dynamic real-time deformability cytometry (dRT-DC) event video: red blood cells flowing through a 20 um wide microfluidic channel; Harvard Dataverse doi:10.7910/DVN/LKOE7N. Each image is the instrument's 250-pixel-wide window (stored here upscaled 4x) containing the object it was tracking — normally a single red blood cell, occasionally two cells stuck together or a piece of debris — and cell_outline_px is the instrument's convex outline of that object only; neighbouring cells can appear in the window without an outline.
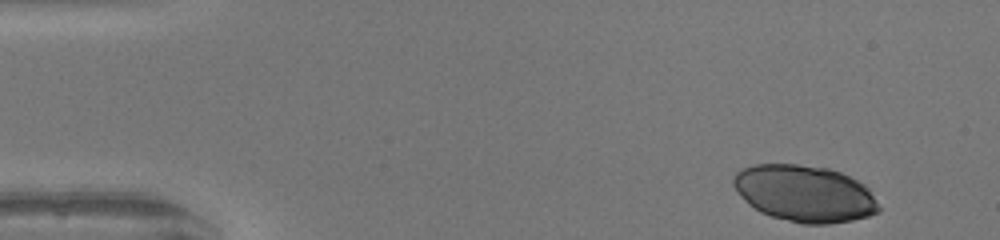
{"species": "human", "species_latin": "Homo sapiens", "temperature_condition": "warm", "stored_images_in_passage": 47, "segment_of_instrument_passage": [1, 2], "camera_frame_rate_fps": 3000, "um_per_image_px": 0.085, "donor": {"sex": "female"}, "frame": {"image": 1, "passage_image": 1, "time_ms": 0.0, "image_size_px": [1000, 240], "cell_outline_px": [[880, 212], [868, 216], [852, 220], [828, 224], [800, 224], [772, 216], [760, 212], [748, 204], [736, 192], [732, 184], [732, 180], [736, 172], [752, 164], [796, 164], [828, 168], [840, 172], [864, 184], [868, 188], [880, 208]], "centroid_in_image_um": [68.36, 16.45], "position_along_channel_um": 16.6, "area_um2": 48.09}}
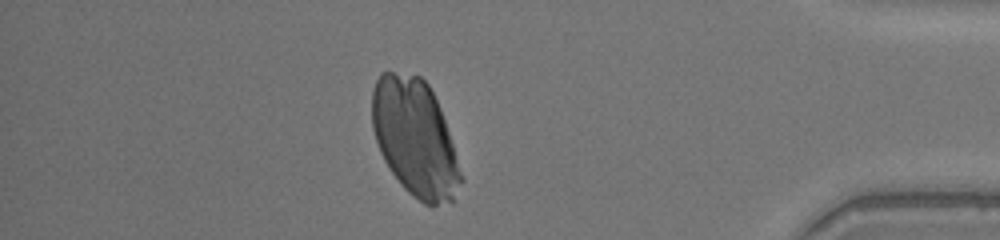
{"frame": {"image": 2, "passage_image": 40, "time_ms": 13.0, "image_size_px": [1000, 240], "cell_outline_px": [[464, 180], [452, 200], [436, 204], [424, 204], [408, 192], [400, 184], [384, 160], [380, 152], [372, 128], [372, 92], [376, 80], [380, 72], [392, 72], [420, 76], [428, 84], [440, 108]], "centroid_in_image_um": [35.25, 11.71], "position_along_channel_um": 399.9, "area_um2": 59.94}}